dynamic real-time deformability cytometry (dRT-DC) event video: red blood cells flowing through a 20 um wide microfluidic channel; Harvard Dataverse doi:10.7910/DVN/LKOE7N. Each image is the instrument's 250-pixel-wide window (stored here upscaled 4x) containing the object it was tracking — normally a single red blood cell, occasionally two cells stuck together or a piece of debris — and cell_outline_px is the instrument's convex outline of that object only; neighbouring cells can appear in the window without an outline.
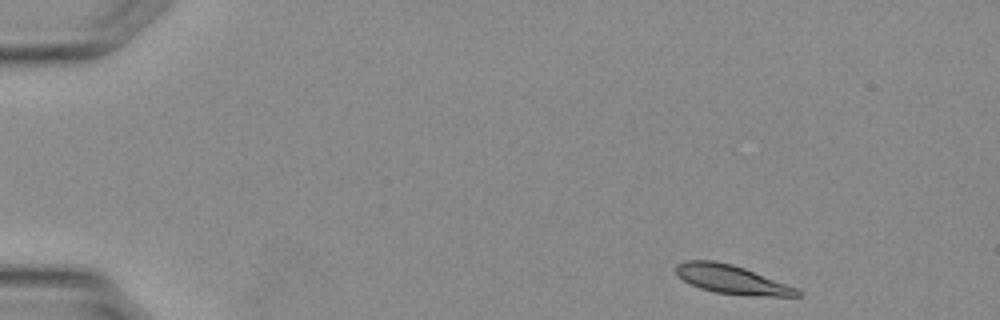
{"species": "Egyptian fruit bat (a non-hibernating species)", "species_latin": "Rousettus aegyptiacus", "temperature_condition": "warm", "stored_images_in_passage": 7, "camera_frame_rate_fps": 3000, "um_per_image_px": 0.085, "animal": {"sex": "female"}, "frame": {"image": 1, "passage_image": 1, "time_ms": 0.0, "image_size_px": [1000, 320], "cell_outline_px": [[800, 296], [764, 296], [716, 292], [700, 288], [684, 280], [676, 272], [676, 264], [688, 260], [712, 260], [732, 264], [744, 268], [796, 288], [800, 292]], "centroid_in_image_um": [62.17, 23.74], "position_along_channel_um": 22.8, "area_um2": 19.71}}